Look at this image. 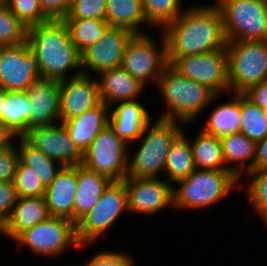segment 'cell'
<instances>
[{"mask_svg":"<svg viewBox=\"0 0 267 266\" xmlns=\"http://www.w3.org/2000/svg\"><path fill=\"white\" fill-rule=\"evenodd\" d=\"M146 34H135L128 42L121 67L145 88L148 83L156 87L168 65L166 42L163 34L157 40ZM160 43V45H159Z\"/></svg>","mask_w":267,"mask_h":266,"instance_id":"30bf717a","label":"cell"},{"mask_svg":"<svg viewBox=\"0 0 267 266\" xmlns=\"http://www.w3.org/2000/svg\"><path fill=\"white\" fill-rule=\"evenodd\" d=\"M240 131L250 140L261 141L267 137V118L265 111L240 93Z\"/></svg>","mask_w":267,"mask_h":266,"instance_id":"d6a6232c","label":"cell"},{"mask_svg":"<svg viewBox=\"0 0 267 266\" xmlns=\"http://www.w3.org/2000/svg\"><path fill=\"white\" fill-rule=\"evenodd\" d=\"M130 253L125 251H96L95 255L91 256L84 264L80 266H135V258ZM73 266H79L73 265Z\"/></svg>","mask_w":267,"mask_h":266,"instance_id":"ab89813d","label":"cell"},{"mask_svg":"<svg viewBox=\"0 0 267 266\" xmlns=\"http://www.w3.org/2000/svg\"><path fill=\"white\" fill-rule=\"evenodd\" d=\"M155 89L165 105L158 118L184 124H194L199 114L220 97L207 86L182 75L171 64L164 69Z\"/></svg>","mask_w":267,"mask_h":266,"instance_id":"3957f363","label":"cell"},{"mask_svg":"<svg viewBox=\"0 0 267 266\" xmlns=\"http://www.w3.org/2000/svg\"><path fill=\"white\" fill-rule=\"evenodd\" d=\"M110 107L101 102L96 107L66 121H60L71 140L84 153L97 134L109 124Z\"/></svg>","mask_w":267,"mask_h":266,"instance_id":"7402d4cb","label":"cell"},{"mask_svg":"<svg viewBox=\"0 0 267 266\" xmlns=\"http://www.w3.org/2000/svg\"><path fill=\"white\" fill-rule=\"evenodd\" d=\"M4 3L27 28L49 20L42 13L39 0H5Z\"/></svg>","mask_w":267,"mask_h":266,"instance_id":"74e56055","label":"cell"},{"mask_svg":"<svg viewBox=\"0 0 267 266\" xmlns=\"http://www.w3.org/2000/svg\"><path fill=\"white\" fill-rule=\"evenodd\" d=\"M171 65L182 75L207 86L216 95L230 93L226 47L205 54L179 57Z\"/></svg>","mask_w":267,"mask_h":266,"instance_id":"7c38bea8","label":"cell"},{"mask_svg":"<svg viewBox=\"0 0 267 266\" xmlns=\"http://www.w3.org/2000/svg\"><path fill=\"white\" fill-rule=\"evenodd\" d=\"M146 107L139 99L110 106L109 124L129 148L136 146L134 144L141 137L143 130L154 119V115L151 116Z\"/></svg>","mask_w":267,"mask_h":266,"instance_id":"d6986e66","label":"cell"},{"mask_svg":"<svg viewBox=\"0 0 267 266\" xmlns=\"http://www.w3.org/2000/svg\"><path fill=\"white\" fill-rule=\"evenodd\" d=\"M112 182V179L103 174L77 165L78 185L74 198V223L95 206Z\"/></svg>","mask_w":267,"mask_h":266,"instance_id":"cb8c5ba5","label":"cell"},{"mask_svg":"<svg viewBox=\"0 0 267 266\" xmlns=\"http://www.w3.org/2000/svg\"><path fill=\"white\" fill-rule=\"evenodd\" d=\"M6 100V90L0 87V121L3 119V107Z\"/></svg>","mask_w":267,"mask_h":266,"instance_id":"7dc6e473","label":"cell"},{"mask_svg":"<svg viewBox=\"0 0 267 266\" xmlns=\"http://www.w3.org/2000/svg\"><path fill=\"white\" fill-rule=\"evenodd\" d=\"M16 248L24 246L34 256L57 259L65 251L84 249L93 244L78 243L75 223L62 217L49 216L44 221L22 232L15 240Z\"/></svg>","mask_w":267,"mask_h":266,"instance_id":"8992f818","label":"cell"},{"mask_svg":"<svg viewBox=\"0 0 267 266\" xmlns=\"http://www.w3.org/2000/svg\"><path fill=\"white\" fill-rule=\"evenodd\" d=\"M243 94L263 110H267V81L250 86Z\"/></svg>","mask_w":267,"mask_h":266,"instance_id":"ee69618b","label":"cell"},{"mask_svg":"<svg viewBox=\"0 0 267 266\" xmlns=\"http://www.w3.org/2000/svg\"><path fill=\"white\" fill-rule=\"evenodd\" d=\"M44 197H19L5 224V238L14 241L22 232L49 217Z\"/></svg>","mask_w":267,"mask_h":266,"instance_id":"603a6c76","label":"cell"},{"mask_svg":"<svg viewBox=\"0 0 267 266\" xmlns=\"http://www.w3.org/2000/svg\"><path fill=\"white\" fill-rule=\"evenodd\" d=\"M129 145L108 124L83 153L81 165L113 181L127 178Z\"/></svg>","mask_w":267,"mask_h":266,"instance_id":"8fae6325","label":"cell"},{"mask_svg":"<svg viewBox=\"0 0 267 266\" xmlns=\"http://www.w3.org/2000/svg\"><path fill=\"white\" fill-rule=\"evenodd\" d=\"M22 137L62 166H76L82 163L83 152L71 140L62 122L32 127Z\"/></svg>","mask_w":267,"mask_h":266,"instance_id":"2e32d148","label":"cell"},{"mask_svg":"<svg viewBox=\"0 0 267 266\" xmlns=\"http://www.w3.org/2000/svg\"><path fill=\"white\" fill-rule=\"evenodd\" d=\"M183 131L176 137L169 148L164 168V179L173 185L185 179L195 169L192 146L189 138Z\"/></svg>","mask_w":267,"mask_h":266,"instance_id":"83f0119b","label":"cell"},{"mask_svg":"<svg viewBox=\"0 0 267 266\" xmlns=\"http://www.w3.org/2000/svg\"><path fill=\"white\" fill-rule=\"evenodd\" d=\"M226 51L230 93L267 81V40L227 41Z\"/></svg>","mask_w":267,"mask_h":266,"instance_id":"52a82bcc","label":"cell"},{"mask_svg":"<svg viewBox=\"0 0 267 266\" xmlns=\"http://www.w3.org/2000/svg\"><path fill=\"white\" fill-rule=\"evenodd\" d=\"M135 34L125 28L108 27L101 39L81 53L82 74L97 76L101 72L121 67L128 42Z\"/></svg>","mask_w":267,"mask_h":266,"instance_id":"5bb4252c","label":"cell"},{"mask_svg":"<svg viewBox=\"0 0 267 266\" xmlns=\"http://www.w3.org/2000/svg\"><path fill=\"white\" fill-rule=\"evenodd\" d=\"M229 100L219 103L207 116V122L199 127L204 133L218 138L240 131V93H228Z\"/></svg>","mask_w":267,"mask_h":266,"instance_id":"484cf974","label":"cell"},{"mask_svg":"<svg viewBox=\"0 0 267 266\" xmlns=\"http://www.w3.org/2000/svg\"><path fill=\"white\" fill-rule=\"evenodd\" d=\"M0 236H3L2 238H5V225L0 222Z\"/></svg>","mask_w":267,"mask_h":266,"instance_id":"c3c4849f","label":"cell"},{"mask_svg":"<svg viewBox=\"0 0 267 266\" xmlns=\"http://www.w3.org/2000/svg\"><path fill=\"white\" fill-rule=\"evenodd\" d=\"M154 120L147 125L136 141L137 146L140 143L138 150L133 151L135 153L128 150L127 177L161 178V174L164 175L166 157L171 144L186 125L191 126L178 121L159 118Z\"/></svg>","mask_w":267,"mask_h":266,"instance_id":"277c9868","label":"cell"},{"mask_svg":"<svg viewBox=\"0 0 267 266\" xmlns=\"http://www.w3.org/2000/svg\"><path fill=\"white\" fill-rule=\"evenodd\" d=\"M66 23L71 40L80 53L97 43L103 36L109 24L105 19H63Z\"/></svg>","mask_w":267,"mask_h":266,"instance_id":"1f68e13d","label":"cell"},{"mask_svg":"<svg viewBox=\"0 0 267 266\" xmlns=\"http://www.w3.org/2000/svg\"><path fill=\"white\" fill-rule=\"evenodd\" d=\"M16 136L0 122V151L11 147L15 141Z\"/></svg>","mask_w":267,"mask_h":266,"instance_id":"bcb514c9","label":"cell"},{"mask_svg":"<svg viewBox=\"0 0 267 266\" xmlns=\"http://www.w3.org/2000/svg\"><path fill=\"white\" fill-rule=\"evenodd\" d=\"M267 167V137L256 142L254 170Z\"/></svg>","mask_w":267,"mask_h":266,"instance_id":"f6af8a7d","label":"cell"},{"mask_svg":"<svg viewBox=\"0 0 267 266\" xmlns=\"http://www.w3.org/2000/svg\"><path fill=\"white\" fill-rule=\"evenodd\" d=\"M29 129L60 122V80L38 79L27 90Z\"/></svg>","mask_w":267,"mask_h":266,"instance_id":"ac0fdd59","label":"cell"},{"mask_svg":"<svg viewBox=\"0 0 267 266\" xmlns=\"http://www.w3.org/2000/svg\"><path fill=\"white\" fill-rule=\"evenodd\" d=\"M223 159L229 171L239 179L254 170L256 142L241 132L220 138Z\"/></svg>","mask_w":267,"mask_h":266,"instance_id":"d4e9b609","label":"cell"},{"mask_svg":"<svg viewBox=\"0 0 267 266\" xmlns=\"http://www.w3.org/2000/svg\"><path fill=\"white\" fill-rule=\"evenodd\" d=\"M148 27L162 30L184 11L182 0H141Z\"/></svg>","mask_w":267,"mask_h":266,"instance_id":"e575fe53","label":"cell"},{"mask_svg":"<svg viewBox=\"0 0 267 266\" xmlns=\"http://www.w3.org/2000/svg\"><path fill=\"white\" fill-rule=\"evenodd\" d=\"M189 139L196 169L228 170L223 159L220 138L198 130L196 137Z\"/></svg>","mask_w":267,"mask_h":266,"instance_id":"f1b7e54d","label":"cell"},{"mask_svg":"<svg viewBox=\"0 0 267 266\" xmlns=\"http://www.w3.org/2000/svg\"><path fill=\"white\" fill-rule=\"evenodd\" d=\"M26 41L36 56L42 78L64 80L82 74L81 53L63 20H48L27 28Z\"/></svg>","mask_w":267,"mask_h":266,"instance_id":"7a4b0ae2","label":"cell"},{"mask_svg":"<svg viewBox=\"0 0 267 266\" xmlns=\"http://www.w3.org/2000/svg\"><path fill=\"white\" fill-rule=\"evenodd\" d=\"M188 7L160 31L166 42L168 64L179 57L205 54L226 47L219 7L215 3Z\"/></svg>","mask_w":267,"mask_h":266,"instance_id":"6da1fadb","label":"cell"},{"mask_svg":"<svg viewBox=\"0 0 267 266\" xmlns=\"http://www.w3.org/2000/svg\"><path fill=\"white\" fill-rule=\"evenodd\" d=\"M96 77L101 101L109 107L115 103L141 99V94L145 97L143 93L147 88L122 67L106 70Z\"/></svg>","mask_w":267,"mask_h":266,"instance_id":"44dd1931","label":"cell"},{"mask_svg":"<svg viewBox=\"0 0 267 266\" xmlns=\"http://www.w3.org/2000/svg\"><path fill=\"white\" fill-rule=\"evenodd\" d=\"M77 165L63 166L45 189L44 199L50 216L74 222V198L77 190Z\"/></svg>","mask_w":267,"mask_h":266,"instance_id":"ffe728a7","label":"cell"},{"mask_svg":"<svg viewBox=\"0 0 267 266\" xmlns=\"http://www.w3.org/2000/svg\"><path fill=\"white\" fill-rule=\"evenodd\" d=\"M17 195L13 181L0 182V222L4 225L8 222Z\"/></svg>","mask_w":267,"mask_h":266,"instance_id":"b9f144b4","label":"cell"},{"mask_svg":"<svg viewBox=\"0 0 267 266\" xmlns=\"http://www.w3.org/2000/svg\"><path fill=\"white\" fill-rule=\"evenodd\" d=\"M15 142L19 160L33 170L45 188L48 187L63 166L31 146L23 137H17Z\"/></svg>","mask_w":267,"mask_h":266,"instance_id":"f546056e","label":"cell"},{"mask_svg":"<svg viewBox=\"0 0 267 266\" xmlns=\"http://www.w3.org/2000/svg\"><path fill=\"white\" fill-rule=\"evenodd\" d=\"M72 0H39L42 13L49 20H63L70 11Z\"/></svg>","mask_w":267,"mask_h":266,"instance_id":"7bdbcfd3","label":"cell"},{"mask_svg":"<svg viewBox=\"0 0 267 266\" xmlns=\"http://www.w3.org/2000/svg\"><path fill=\"white\" fill-rule=\"evenodd\" d=\"M29 107L27 91H6L3 119L0 122L16 137H22L29 130Z\"/></svg>","mask_w":267,"mask_h":266,"instance_id":"4dcf8cb0","label":"cell"},{"mask_svg":"<svg viewBox=\"0 0 267 266\" xmlns=\"http://www.w3.org/2000/svg\"><path fill=\"white\" fill-rule=\"evenodd\" d=\"M17 198L19 197H44L45 187L33 172L25 166L20 160L17 164L16 172L13 178Z\"/></svg>","mask_w":267,"mask_h":266,"instance_id":"8d00e7d4","label":"cell"},{"mask_svg":"<svg viewBox=\"0 0 267 266\" xmlns=\"http://www.w3.org/2000/svg\"><path fill=\"white\" fill-rule=\"evenodd\" d=\"M107 0H72L64 19H105Z\"/></svg>","mask_w":267,"mask_h":266,"instance_id":"f35d334b","label":"cell"},{"mask_svg":"<svg viewBox=\"0 0 267 266\" xmlns=\"http://www.w3.org/2000/svg\"><path fill=\"white\" fill-rule=\"evenodd\" d=\"M38 79H42L38 61L27 41L0 46V87L6 91H26Z\"/></svg>","mask_w":267,"mask_h":266,"instance_id":"4fadbf2b","label":"cell"},{"mask_svg":"<svg viewBox=\"0 0 267 266\" xmlns=\"http://www.w3.org/2000/svg\"><path fill=\"white\" fill-rule=\"evenodd\" d=\"M124 213L129 214L125 182L113 181L95 206L75 223L78 243L95 244Z\"/></svg>","mask_w":267,"mask_h":266,"instance_id":"ba28073f","label":"cell"},{"mask_svg":"<svg viewBox=\"0 0 267 266\" xmlns=\"http://www.w3.org/2000/svg\"><path fill=\"white\" fill-rule=\"evenodd\" d=\"M27 38V27L5 3L0 4V46L22 44Z\"/></svg>","mask_w":267,"mask_h":266,"instance_id":"d590c367","label":"cell"},{"mask_svg":"<svg viewBox=\"0 0 267 266\" xmlns=\"http://www.w3.org/2000/svg\"><path fill=\"white\" fill-rule=\"evenodd\" d=\"M18 162L19 152L16 142L11 147L0 151V182L13 181Z\"/></svg>","mask_w":267,"mask_h":266,"instance_id":"60d3db41","label":"cell"},{"mask_svg":"<svg viewBox=\"0 0 267 266\" xmlns=\"http://www.w3.org/2000/svg\"><path fill=\"white\" fill-rule=\"evenodd\" d=\"M227 41L267 40V0H215Z\"/></svg>","mask_w":267,"mask_h":266,"instance_id":"9c48e42d","label":"cell"},{"mask_svg":"<svg viewBox=\"0 0 267 266\" xmlns=\"http://www.w3.org/2000/svg\"><path fill=\"white\" fill-rule=\"evenodd\" d=\"M240 181L229 170L195 169L185 179L173 184V208L197 211L213 207L239 189Z\"/></svg>","mask_w":267,"mask_h":266,"instance_id":"5b68a950","label":"cell"},{"mask_svg":"<svg viewBox=\"0 0 267 266\" xmlns=\"http://www.w3.org/2000/svg\"><path fill=\"white\" fill-rule=\"evenodd\" d=\"M105 20L110 27H121L134 34H146L147 25L141 0H107Z\"/></svg>","mask_w":267,"mask_h":266,"instance_id":"4316f807","label":"cell"},{"mask_svg":"<svg viewBox=\"0 0 267 266\" xmlns=\"http://www.w3.org/2000/svg\"><path fill=\"white\" fill-rule=\"evenodd\" d=\"M243 178L248 182L243 185ZM250 178V180H249ZM240 180V189L245 187V194L248 197L249 205L258 213L260 219L267 226V167L252 170Z\"/></svg>","mask_w":267,"mask_h":266,"instance_id":"836d02e7","label":"cell"},{"mask_svg":"<svg viewBox=\"0 0 267 266\" xmlns=\"http://www.w3.org/2000/svg\"><path fill=\"white\" fill-rule=\"evenodd\" d=\"M101 102L96 76L81 74L60 80V121L81 115Z\"/></svg>","mask_w":267,"mask_h":266,"instance_id":"e0dca14e","label":"cell"},{"mask_svg":"<svg viewBox=\"0 0 267 266\" xmlns=\"http://www.w3.org/2000/svg\"><path fill=\"white\" fill-rule=\"evenodd\" d=\"M123 181L127 189L129 214L149 217L173 208V185L162 177H127Z\"/></svg>","mask_w":267,"mask_h":266,"instance_id":"9a60e30c","label":"cell"},{"mask_svg":"<svg viewBox=\"0 0 267 266\" xmlns=\"http://www.w3.org/2000/svg\"><path fill=\"white\" fill-rule=\"evenodd\" d=\"M5 2V0H0V4H2V3H4Z\"/></svg>","mask_w":267,"mask_h":266,"instance_id":"681fc988","label":"cell"}]
</instances>
